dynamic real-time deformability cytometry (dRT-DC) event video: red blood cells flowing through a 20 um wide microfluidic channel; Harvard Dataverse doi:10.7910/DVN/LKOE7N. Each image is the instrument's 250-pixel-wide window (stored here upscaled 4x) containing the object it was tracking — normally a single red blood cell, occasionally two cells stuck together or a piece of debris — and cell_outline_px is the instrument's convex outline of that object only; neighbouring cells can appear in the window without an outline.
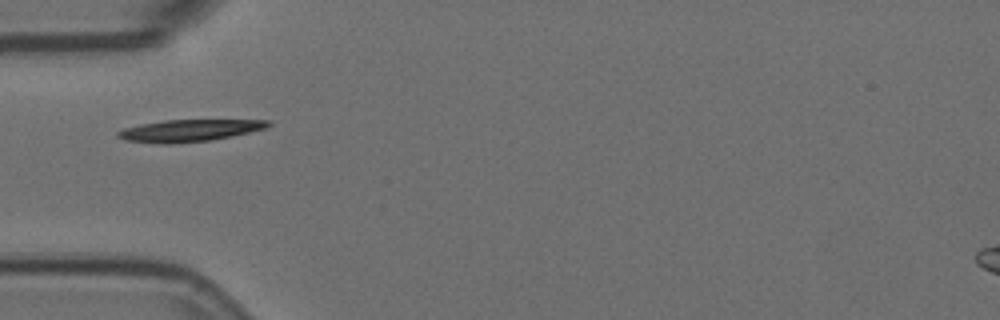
{"species": "Egyptian fruit bat (a non-hibernating species)", "species_latin": "Rousettus aegyptiacus", "temperature_condition": "room temperature", "stored_images_in_passage": 5, "segment_of_instrument_passage": [2, 2], "camera_frame_rate_fps": 3000, "um_per_image_px": 0.085, "animal": {"sex": "female"}, "frame": {"image": 1, "passage_image": 5, "time_ms": 1.333, "image_size_px": [1000, 320], "cell_outline_px": [[272, 124], [268, 128], [232, 136], [212, 140], [172, 144], [160, 144], [124, 140], [116, 136], [116, 132], [124, 128], [140, 124], [164, 120], [272, 120]], "centroid_in_image_um": [16.1, 11.1], "position_along_channel_um": 68.9, "area_um2": 19.48}}